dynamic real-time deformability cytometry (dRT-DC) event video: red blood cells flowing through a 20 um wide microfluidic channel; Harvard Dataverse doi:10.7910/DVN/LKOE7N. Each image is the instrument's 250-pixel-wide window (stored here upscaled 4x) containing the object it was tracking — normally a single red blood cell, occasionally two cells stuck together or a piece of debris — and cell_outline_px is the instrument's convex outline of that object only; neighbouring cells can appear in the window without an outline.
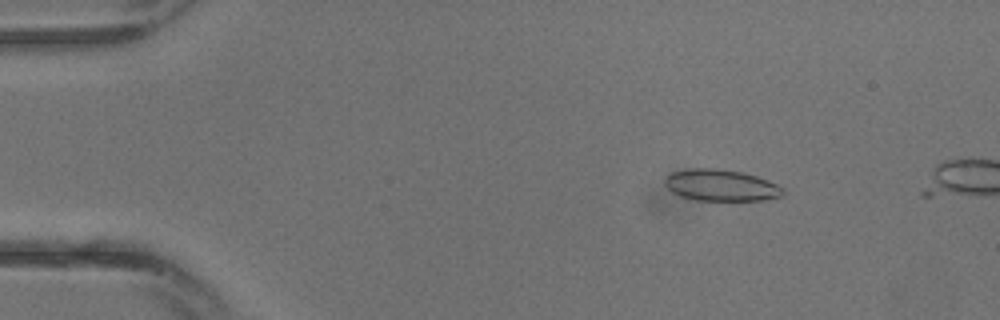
{"species": "common noctule bat (a hibernating species)", "species_latin": "Nyctalus noctula", "temperature_condition": "warm", "stored_images_in_passage": 8, "camera_frame_rate_fps": 3000, "um_per_image_px": 0.085, "animal": {"sex": "male", "body_mass_g": 13.3}, "frame": {"image": 1, "passage_image": 5, "time_ms": 1.333, "image_size_px": [1000, 320], "cell_outline_px": [[784, 196], [764, 200], [696, 200], [680, 196], [672, 192], [664, 184], [664, 176], [672, 172], [688, 168], [716, 168], [744, 172], [768, 180], [784, 188]], "centroid_in_image_um": [61.27, 15.74], "position_along_channel_um": 23.7, "area_um2": 21.96}}